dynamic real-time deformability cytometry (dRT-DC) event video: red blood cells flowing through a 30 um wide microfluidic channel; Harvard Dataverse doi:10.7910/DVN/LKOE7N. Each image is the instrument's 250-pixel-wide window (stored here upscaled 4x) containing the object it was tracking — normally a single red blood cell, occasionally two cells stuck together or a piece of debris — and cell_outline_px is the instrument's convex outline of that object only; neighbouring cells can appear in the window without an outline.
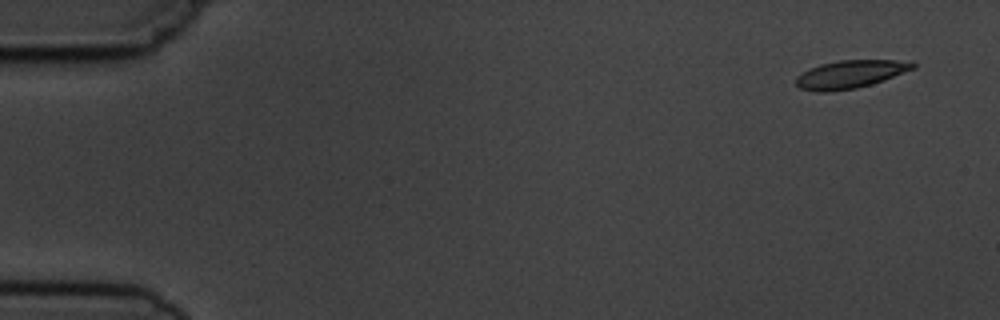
{"species": "common noctule bat (a hibernating species)", "species_latin": "Nyctalus noctula", "temperature_condition": "cold", "stored_images_in_passage": 4, "camera_frame_rate_fps": 3000, "um_per_image_px": 0.085, "animal": {"sex": "male", "body_mass_g": 19.5, "forearm_length_mm": 54.6}, "frame": {"image": 1, "passage_image": 1, "time_ms": 0.0, "image_size_px": [1000, 320], "cell_outline_px": [[916, 68], [884, 80], [872, 84], [856, 88], [832, 92], [816, 92], [800, 88], [796, 84], [796, 76], [808, 68], [820, 64], [840, 60], [912, 60], [916, 64]], "centroid_in_image_um": [72.29, 6.31], "position_along_channel_um": 12.7, "area_um2": 19.36}}